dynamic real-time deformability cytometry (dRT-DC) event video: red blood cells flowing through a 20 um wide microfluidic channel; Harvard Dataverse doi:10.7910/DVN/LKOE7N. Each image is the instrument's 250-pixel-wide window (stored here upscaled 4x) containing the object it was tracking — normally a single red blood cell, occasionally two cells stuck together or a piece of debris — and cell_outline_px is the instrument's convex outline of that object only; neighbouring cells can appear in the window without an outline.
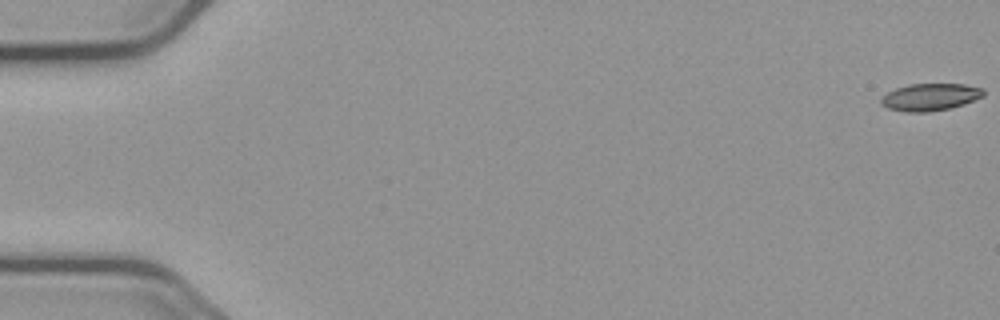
{"species": "common noctule bat (a hibernating species)", "species_latin": "Nyctalus noctula", "temperature_condition": "cold", "stored_images_in_passage": 56, "camera_frame_rate_fps": 3000, "um_per_image_px": 0.085, "animal": {"sex": "male", "body_mass_g": 23.1, "forearm_length_mm": 52.7}, "frame": {"image": 1, "passage_image": 1, "time_ms": 0.0, "image_size_px": [1000, 320], "cell_outline_px": [[984, 96], [964, 104], [948, 108], [928, 112], [908, 112], [888, 108], [880, 104], [880, 100], [888, 92], [896, 88], [908, 84], [964, 84], [984, 88]], "centroid_in_image_um": [79.08, 8.24], "position_along_channel_um": 5.9, "area_um2": 16.18}}
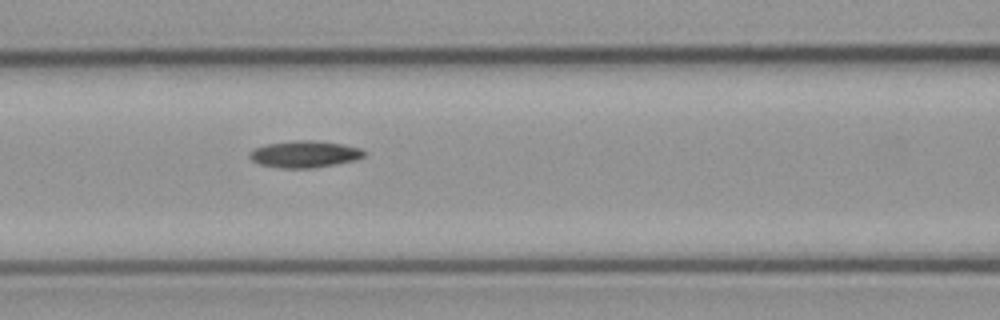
{"frame": {"image": 2, "passage_image": 25, "time_ms": 8.0, "image_size_px": [1000, 320], "cell_outline_px": [[364, 156], [356, 160], [312, 168], [280, 168], [260, 164], [252, 160], [248, 156], [248, 152], [252, 148], [264, 144], [292, 140], [312, 140], [344, 144], [360, 148], [364, 152]], "centroid_in_image_um": [25.83, 13.09], "position_along_channel_um": 140.8, "area_um2": 18.03}}
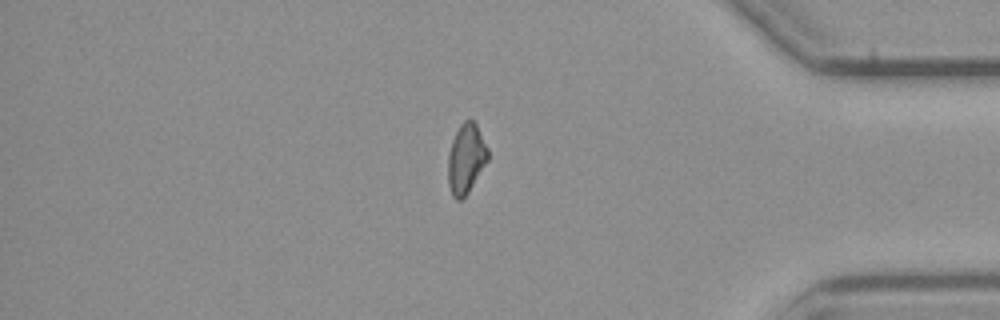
{"frame": {"image": 3, "passage_image": 48, "time_ms": 15.667, "image_size_px": [1000, 320], "cell_outline_px": [[488, 160], [468, 192], [460, 200], [456, 200], [452, 196], [448, 184], [448, 156], [452, 140], [460, 124], [464, 120], [472, 120], [476, 124], [488, 148]], "centroid_in_image_um": [39.6, 13.49], "position_along_channel_um": 395.6, "area_um2": 16.07}}